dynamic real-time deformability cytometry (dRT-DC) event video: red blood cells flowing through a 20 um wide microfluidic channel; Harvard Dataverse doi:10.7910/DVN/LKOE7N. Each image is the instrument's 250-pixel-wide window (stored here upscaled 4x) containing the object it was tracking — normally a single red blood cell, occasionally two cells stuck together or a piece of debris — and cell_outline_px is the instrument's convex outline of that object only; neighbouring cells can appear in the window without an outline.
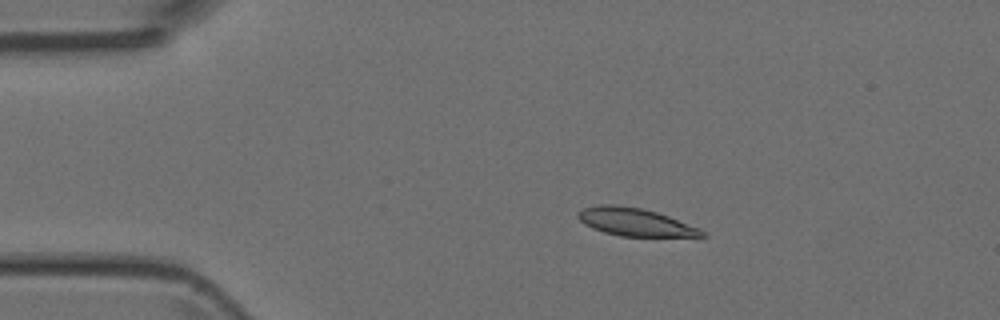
{"species": "Egyptian fruit bat (a non-hibernating species)", "species_latin": "Rousettus aegyptiacus", "temperature_condition": "room temperature", "stored_images_in_passage": 50, "camera_frame_rate_fps": 3000, "um_per_image_px": 0.085, "animal": {"sex": "female"}, "frame": {"image": 1, "passage_image": 9, "time_ms": 2.667, "image_size_px": [1000, 320], "cell_outline_px": [[708, 236], [620, 236], [604, 232], [592, 228], [584, 224], [576, 216], [584, 208], [600, 204], [616, 204], [640, 208], [656, 212], [668, 216], [700, 228], [708, 232]], "centroid_in_image_um": [54.0, 18.87], "position_along_channel_um": 31.0, "area_um2": 20.0}}
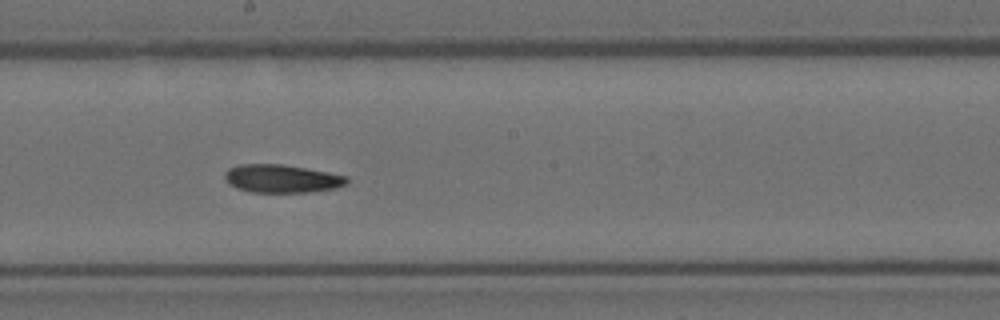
{"frame": {"image": 2, "passage_image": 27, "time_ms": 8.667, "image_size_px": [1000, 320], "cell_outline_px": [[348, 184], [336, 188], [312, 192], [252, 192], [236, 188], [228, 184], [224, 176], [224, 172], [228, 168], [240, 164], [280, 164], [328, 172], [348, 176]], "centroid_in_image_um": [23.95, 15.19], "position_along_channel_um": 224.3, "area_um2": 20.11}}
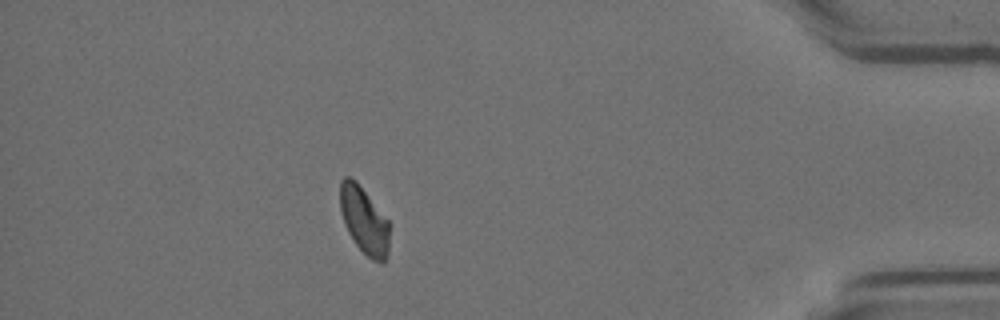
{"frame": {"image": 3, "passage_image": 44, "time_ms": 14.333, "image_size_px": [1000, 320], "cell_outline_px": [[388, 252], [384, 264], [372, 260], [356, 244], [348, 232], [344, 224], [340, 212], [340, 180], [344, 176], [348, 176], [356, 180], [388, 220]], "centroid_in_image_um": [30.92, 18.71], "position_along_channel_um": 404.3, "area_um2": 19.19}}